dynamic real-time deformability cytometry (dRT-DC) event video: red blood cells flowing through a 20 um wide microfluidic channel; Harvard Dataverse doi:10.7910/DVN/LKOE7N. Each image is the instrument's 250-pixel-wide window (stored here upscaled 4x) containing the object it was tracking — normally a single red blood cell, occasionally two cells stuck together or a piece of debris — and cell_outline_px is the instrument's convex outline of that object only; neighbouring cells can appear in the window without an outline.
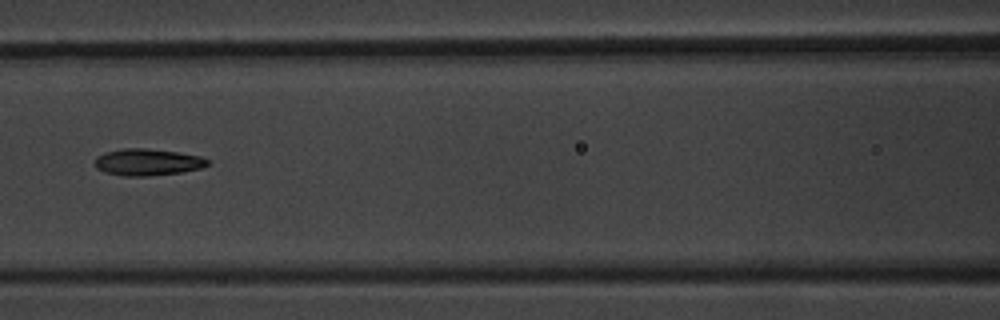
{"species": "common noctule bat (a hibernating species)", "species_latin": "Nyctalus noctula", "temperature_condition": "warm", "stored_images_in_passage": 5, "camera_frame_rate_fps": 3000, "um_per_image_px": 0.085, "animal": {"sex": "male", "body_mass_g": 20.1, "forearm_length_mm": 53.5}, "frame": {"image": 1, "passage_image": 5, "time_ms": 5.333, "image_size_px": [1000, 320], "cell_outline_px": [[208, 164], [200, 168], [180, 172], [148, 176], [124, 176], [104, 172], [96, 168], [96, 156], [104, 152], [124, 148], [144, 148], [176, 152], [200, 156], [208, 160]], "centroid_in_image_um": [12.49, 13.78], "position_along_channel_um": 154.1, "area_um2": 17.4}}